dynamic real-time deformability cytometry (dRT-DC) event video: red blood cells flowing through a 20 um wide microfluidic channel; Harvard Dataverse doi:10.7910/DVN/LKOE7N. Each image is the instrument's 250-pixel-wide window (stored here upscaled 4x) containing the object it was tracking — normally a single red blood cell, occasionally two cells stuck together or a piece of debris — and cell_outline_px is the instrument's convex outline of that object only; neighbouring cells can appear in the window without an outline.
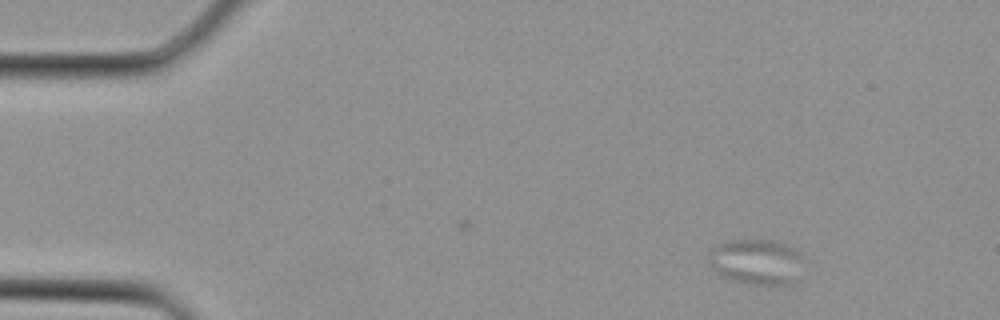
{"species": "Egyptian fruit bat (a non-hibernating species)", "species_latin": "Rousettus aegyptiacus", "temperature_condition": "cold", "stored_images_in_passage": 3, "camera_frame_rate_fps": 3000, "um_per_image_px": 0.085, "animal": {"sex": "female"}, "frame": {"image": 1, "passage_image": 3, "time_ms": 0.667, "image_size_px": [1000, 320], "cell_outline_px": [[804, 256], [796, 284], [748, 284], [728, 280], [720, 276], [708, 260], [712, 248], [716, 244], [736, 240], [776, 240], [800, 252]], "centroid_in_image_um": [64.33, 22.27], "position_along_channel_um": 20.7, "area_um2": 25.37}}